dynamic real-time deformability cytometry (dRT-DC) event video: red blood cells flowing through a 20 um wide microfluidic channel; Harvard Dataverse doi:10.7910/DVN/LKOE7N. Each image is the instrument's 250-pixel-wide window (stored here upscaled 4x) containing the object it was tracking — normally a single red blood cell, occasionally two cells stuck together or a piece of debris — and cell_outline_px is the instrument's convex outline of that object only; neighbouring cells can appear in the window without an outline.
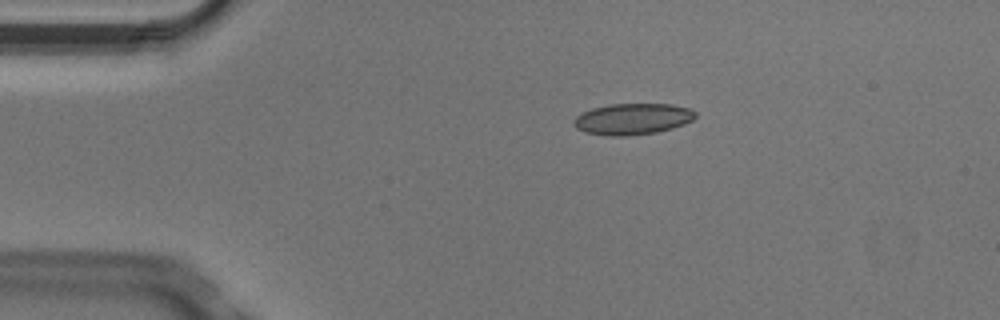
{"species": "Egyptian fruit bat (a non-hibernating species)", "species_latin": "Rousettus aegyptiacus", "temperature_condition": "cold", "stored_images_in_passage": 3, "camera_frame_rate_fps": 3000, "um_per_image_px": 0.085, "animal": {"sex": "male"}, "frame": {"image": 1, "passage_image": 1, "time_ms": 0.0, "image_size_px": [1000, 320], "cell_outline_px": [[696, 116], [692, 120], [684, 124], [672, 128], [656, 132], [624, 136], [612, 136], [584, 132], [576, 128], [572, 124], [572, 120], [580, 112], [592, 108], [608, 104], [672, 104], [692, 108], [696, 112]], "centroid_in_image_um": [53.74, 10.1], "position_along_channel_um": 31.3, "area_um2": 22.37}}